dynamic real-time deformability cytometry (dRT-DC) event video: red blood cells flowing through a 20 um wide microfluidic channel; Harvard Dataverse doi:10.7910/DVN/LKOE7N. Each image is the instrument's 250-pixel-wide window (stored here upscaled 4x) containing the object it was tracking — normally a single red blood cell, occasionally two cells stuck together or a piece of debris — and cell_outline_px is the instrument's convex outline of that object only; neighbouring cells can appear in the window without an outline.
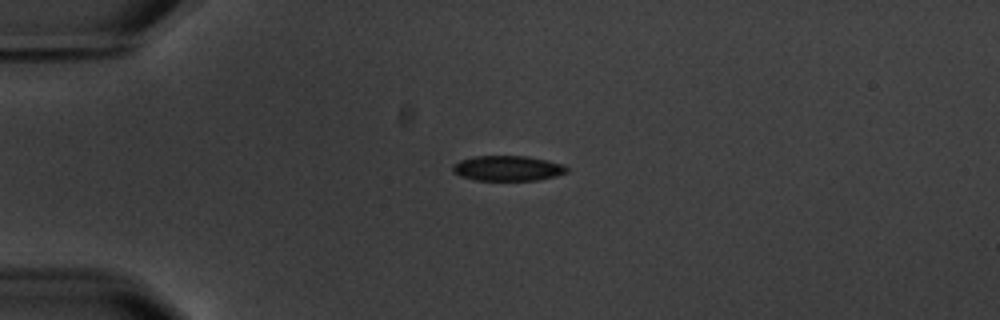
{"species": "common noctule bat (a hibernating species)", "species_latin": "Nyctalus noctula", "temperature_condition": "warm", "stored_images_in_passage": 2, "camera_frame_rate_fps": 3000, "um_per_image_px": 0.085, "animal": {"sex": "male", "body_mass_g": 20.1, "forearm_length_mm": 53.5}, "frame": {"image": 1, "passage_image": 1, "time_ms": 0.0, "image_size_px": [1000, 320], "cell_outline_px": [[568, 172], [556, 176], [540, 180], [476, 180], [460, 176], [452, 172], [452, 164], [460, 160], [472, 156], [524, 156], [564, 164], [568, 168]], "centroid_in_image_um": [43.13, 14.31], "position_along_channel_um": 41.9, "area_um2": 16.82}}